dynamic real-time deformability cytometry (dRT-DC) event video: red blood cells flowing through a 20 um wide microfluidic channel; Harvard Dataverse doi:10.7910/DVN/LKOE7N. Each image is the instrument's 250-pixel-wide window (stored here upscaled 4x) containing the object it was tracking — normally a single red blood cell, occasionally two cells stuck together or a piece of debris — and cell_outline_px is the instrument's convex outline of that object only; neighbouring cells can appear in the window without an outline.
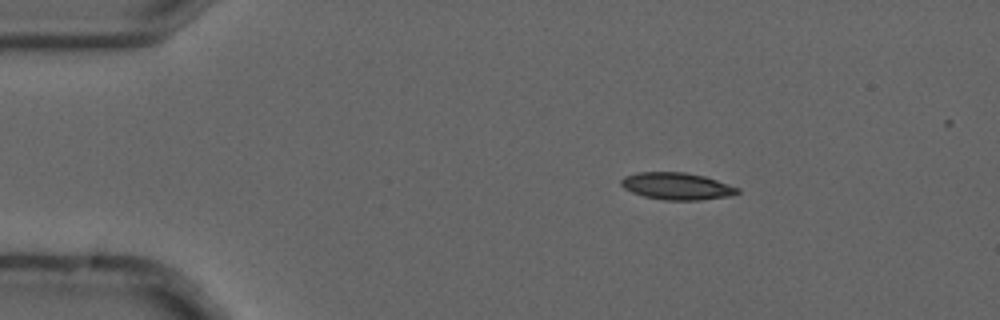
{"species": "common noctule bat (a hibernating species)", "species_latin": "Nyctalus noctula", "temperature_condition": "cold", "stored_images_in_passage": 5, "camera_frame_rate_fps": 3000, "um_per_image_px": 0.085, "animal": {"sex": "male", "forearm_length_mm": 52.5}, "frame": {"image": 1, "passage_image": 3, "time_ms": 0.667, "image_size_px": [1000, 320], "cell_outline_px": [[740, 192], [728, 196], [700, 200], [664, 200], [644, 196], [632, 192], [624, 188], [620, 184], [620, 180], [624, 176], [636, 172], [684, 172], [704, 176], [740, 188]], "centroid_in_image_um": [57.5, 15.82], "position_along_channel_um": 27.5, "area_um2": 18.32}}